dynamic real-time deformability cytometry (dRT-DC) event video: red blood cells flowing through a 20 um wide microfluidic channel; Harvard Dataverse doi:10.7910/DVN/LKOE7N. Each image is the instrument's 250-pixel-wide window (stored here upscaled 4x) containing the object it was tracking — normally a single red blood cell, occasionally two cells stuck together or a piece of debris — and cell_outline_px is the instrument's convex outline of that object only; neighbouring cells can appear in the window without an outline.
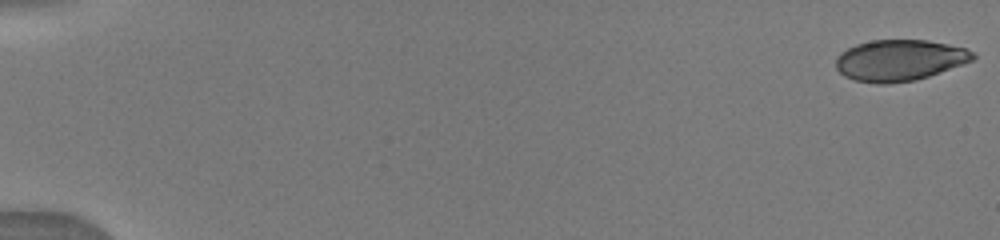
{"species": "human", "species_latin": "Homo sapiens", "temperature_condition": "warm", "stored_images_in_passage": 6, "camera_frame_rate_fps": 3000, "um_per_image_px": 0.085, "donor": {"sex": "male"}, "frame": {"image": 1, "passage_image": 1, "time_ms": 0.0, "image_size_px": [1000, 240], "cell_outline_px": [[976, 56], [972, 60], [928, 76], [916, 80], [888, 84], [876, 84], [852, 80], [844, 76], [836, 68], [836, 56], [840, 52], [856, 44], [872, 40], [928, 40], [948, 44], [964, 48], [972, 52]], "centroid_in_image_um": [76.4, 5.13], "position_along_channel_um": 8.6, "area_um2": 32.83}}
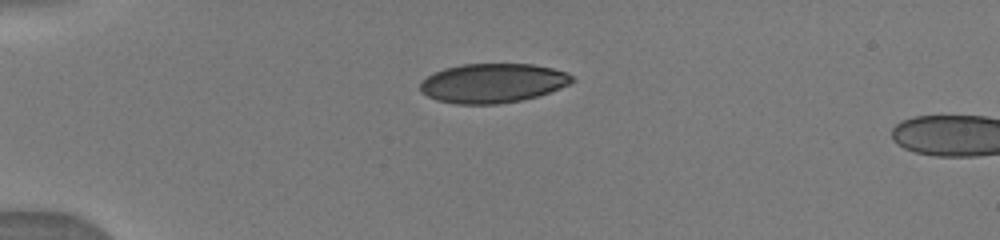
{"frame": {"image": 2, "passage_image": 5, "time_ms": 4.333, "image_size_px": [1000, 240], "cell_outline_px": [[576, 80], [560, 88], [536, 96], [520, 100], [496, 104], [456, 104], [436, 100], [420, 92], [420, 80], [432, 72], [444, 68], [460, 64], [532, 64], [552, 68], [568, 72], [576, 76]], "centroid_in_image_um": [41.86, 7.05], "position_along_channel_um": 43.1, "area_um2": 35.08}}